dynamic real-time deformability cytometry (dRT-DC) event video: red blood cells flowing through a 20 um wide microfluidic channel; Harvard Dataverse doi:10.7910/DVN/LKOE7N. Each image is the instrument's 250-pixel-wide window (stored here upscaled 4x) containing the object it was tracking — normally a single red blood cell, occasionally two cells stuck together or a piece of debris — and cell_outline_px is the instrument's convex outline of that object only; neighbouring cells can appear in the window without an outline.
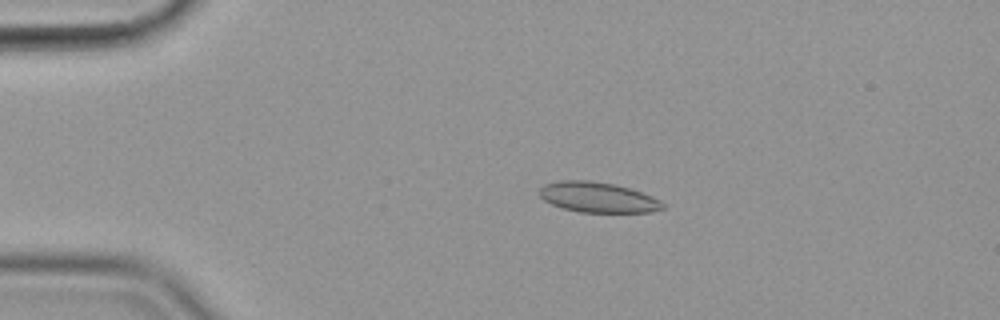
{"species": "common noctule bat (a hibernating species)", "species_latin": "Nyctalus noctula", "temperature_condition": "cold", "stored_images_in_passage": 54, "camera_frame_rate_fps": 3000, "um_per_image_px": 0.085, "animal": {"sex": "female", "body_mass_g": 19.9}, "frame": {"image": 1, "passage_image": 9, "time_ms": 2.667, "image_size_px": [1000, 320], "cell_outline_px": [[664, 208], [652, 212], [580, 212], [564, 208], [552, 204], [544, 200], [540, 196], [540, 188], [544, 184], [560, 180], [588, 180], [616, 184], [652, 196], [660, 200], [664, 204]], "centroid_in_image_um": [50.82, 16.76], "position_along_channel_um": 34.2, "area_um2": 21.68}}
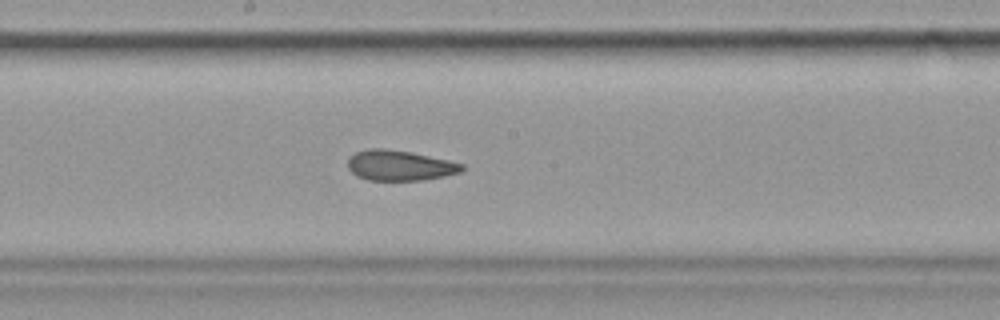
{"frame": {"image": 2, "passage_image": 28, "time_ms": 9.0, "image_size_px": [1000, 320], "cell_outline_px": [[464, 168], [460, 172], [444, 176], [420, 180], [368, 180], [356, 176], [348, 168], [348, 156], [356, 152], [368, 148], [384, 148], [412, 152], [448, 160], [464, 164]], "centroid_in_image_um": [33.94, 14.05], "position_along_channel_um": 214.3, "area_um2": 20.23}}
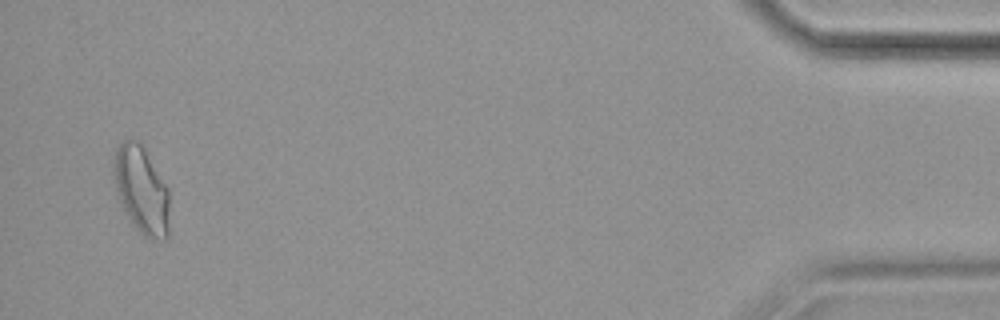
{"frame": {"image": 3, "passage_image": 52, "time_ms": 17.0, "image_size_px": [1000, 320], "cell_outline_px": [[168, 236], [164, 240], [144, 236], [132, 224], [124, 212], [120, 204], [112, 176], [112, 160], [116, 148], [124, 140], [140, 140], [144, 144], [168, 188]], "centroid_in_image_um": [11.99, 16.08], "position_along_channel_um": 423.2, "area_um2": 28.96}, "authors_computed_cell_mechanics": {"area_um2": 21.7617, "velocity_mm_per_s": 3.5662, "shape_relaxation_time_tau1_ms": null, "shape_relaxation_time_tau2_ms": 1.9089, "deformation_change_tau1": null, "deformation_change_tau2": 0.0761}}